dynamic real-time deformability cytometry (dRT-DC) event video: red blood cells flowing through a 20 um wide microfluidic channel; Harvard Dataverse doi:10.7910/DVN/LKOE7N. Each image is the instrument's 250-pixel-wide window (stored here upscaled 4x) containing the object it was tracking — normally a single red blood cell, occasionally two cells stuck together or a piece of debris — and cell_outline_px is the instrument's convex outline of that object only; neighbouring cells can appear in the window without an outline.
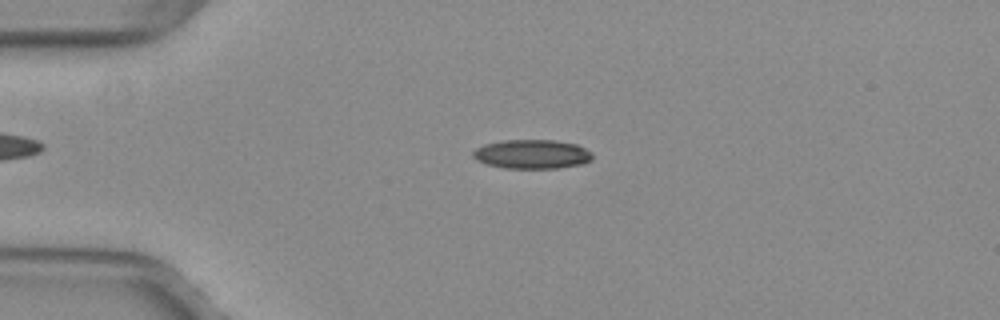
{"species": "common noctule bat (a hibernating species)", "species_latin": "Nyctalus noctula", "temperature_condition": "warm", "stored_images_in_passage": 52, "camera_frame_rate_fps": 3000, "um_per_image_px": 0.085, "animal": {"sex": "female", "body_mass_g": 29.2, "forearm_length_mm": 56.3}, "frame": {"image": 1, "passage_image": 13, "time_ms": 4.0, "image_size_px": [1000, 320], "cell_outline_px": [[592, 160], [580, 164], [556, 168], [504, 168], [484, 164], [476, 160], [472, 156], [472, 152], [476, 148], [484, 144], [504, 140], [556, 140], [576, 144], [592, 152]], "centroid_in_image_um": [45.18, 13.1], "position_along_channel_um": 39.8, "area_um2": 20.35}}
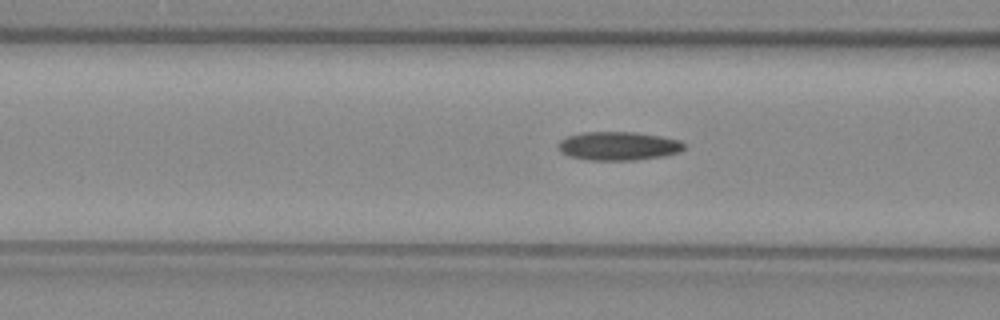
{"frame": {"image": 2, "passage_image": 21, "time_ms": 6.667, "image_size_px": [1000, 320], "cell_outline_px": [[684, 148], [680, 152], [664, 156], [636, 160], [588, 160], [568, 156], [560, 152], [556, 148], [560, 140], [568, 136], [580, 132], [636, 132], [660, 136], [680, 140], [684, 144]], "centroid_in_image_um": [52.53, 12.41], "position_along_channel_um": 114.1, "area_um2": 21.21}}
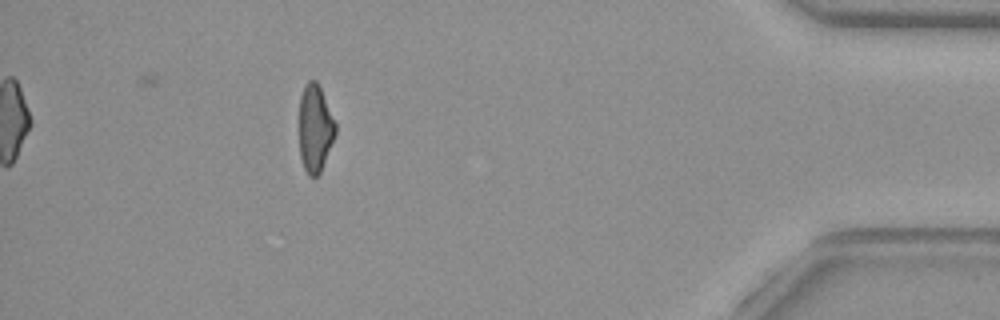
{"frame": {"image": 3, "passage_image": 47, "time_ms": 15.333, "image_size_px": [1000, 320], "cell_outline_px": [[336, 132], [320, 172], [316, 176], [308, 176], [304, 168], [300, 156], [300, 96], [308, 80], [316, 80], [320, 88], [336, 124]], "centroid_in_image_um": [26.77, 10.91], "position_along_channel_um": 408.4, "area_um2": 18.03}, "authors_computed_cell_mechanics": {"area_um2": 20.0855, "velocity_mm_per_s": 4.017, "shape_relaxation_time_tau1_ms": 7.39, "shape_relaxation_time_tau2_ms": 3.2785, "deformation_change_tau1": 0.2072, "deformation_change_tau2": 0.119}}